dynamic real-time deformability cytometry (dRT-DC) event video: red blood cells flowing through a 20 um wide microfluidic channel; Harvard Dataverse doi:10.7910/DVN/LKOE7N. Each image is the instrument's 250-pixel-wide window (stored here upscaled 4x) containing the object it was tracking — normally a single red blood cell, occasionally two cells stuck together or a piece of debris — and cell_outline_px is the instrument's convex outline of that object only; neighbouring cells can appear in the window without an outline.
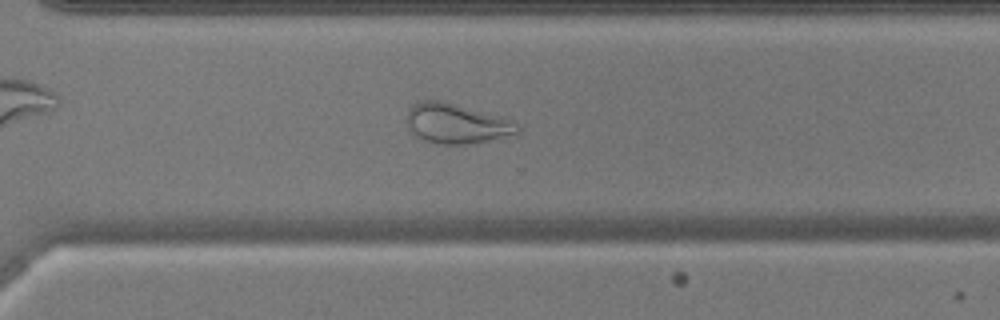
{"species": "common noctule bat (a hibernating species)", "species_latin": "Nyctalus noctula", "temperature_condition": "warm", "stored_images_in_passage": 51, "camera_frame_rate_fps": 3000, "um_per_image_px": 0.085, "animal": {"sex": "male", "body_mass_g": 17.9, "forearm_length_mm": 54.2}, "frame": {"image": 1, "passage_image": 37, "time_ms": 12.0, "image_size_px": [1000, 320], "cell_outline_px": [[520, 132], [484, 140], [464, 144], [436, 144], [420, 140], [408, 128], [408, 108], [416, 100], [440, 100], [500, 116], [516, 124], [520, 128]], "centroid_in_image_um": [38.69, 10.49], "position_along_channel_um": 331.9, "area_um2": 25.37}}